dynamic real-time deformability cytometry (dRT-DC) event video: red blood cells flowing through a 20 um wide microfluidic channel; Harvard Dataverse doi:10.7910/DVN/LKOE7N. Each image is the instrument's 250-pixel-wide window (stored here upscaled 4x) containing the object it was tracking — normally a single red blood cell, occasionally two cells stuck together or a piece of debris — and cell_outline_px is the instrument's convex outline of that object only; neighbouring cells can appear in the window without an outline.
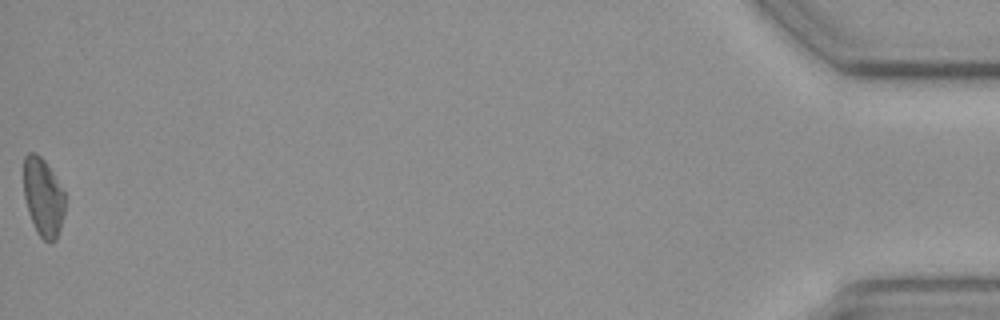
{"species": "common noctule bat (a hibernating species)", "species_latin": "Nyctalus noctula", "temperature_condition": "cold", "stored_images_in_passage": 48, "camera_frame_rate_fps": 3000, "um_per_image_px": 0.085, "animal": {"sex": "female", "body_mass_g": 19.3, "forearm_length_mm": 54.1}, "frame": {"image": 1, "passage_image": 48, "time_ms": 15.667, "image_size_px": [1000, 320], "cell_outline_px": [[64, 212], [60, 228], [56, 240], [48, 244], [36, 232], [28, 212], [24, 196], [24, 156], [28, 152], [36, 152], [44, 160], [52, 172], [64, 192]], "centroid_in_image_um": [3.65, 16.77], "position_along_channel_um": 431.5, "area_um2": 18.84}, "authors_computed_cell_mechanics": {"area_um2": 18.9295, "velocity_mm_per_s": 3.7135, "shape_relaxation_time_tau1_ms": null, "shape_relaxation_time_tau2_ms": 7.8823, "deformation_change_tau1": null, "deformation_change_tau2": 0.1312}}